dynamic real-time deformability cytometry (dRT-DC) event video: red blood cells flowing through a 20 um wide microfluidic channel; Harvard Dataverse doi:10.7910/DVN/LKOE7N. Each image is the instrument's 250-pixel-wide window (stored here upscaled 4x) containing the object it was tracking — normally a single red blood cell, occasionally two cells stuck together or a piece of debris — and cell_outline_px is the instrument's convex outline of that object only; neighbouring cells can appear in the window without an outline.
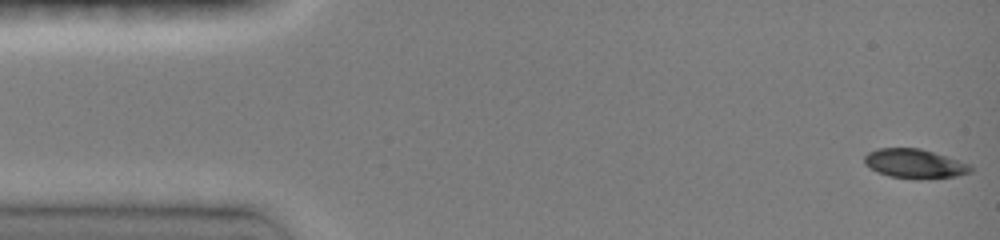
{"species": "common noctule bat (a hibernating species)", "species_latin": "Nyctalus noctula", "temperature_condition": "room temperature", "stored_images_in_passage": 34, "camera_frame_rate_fps": 3000, "um_per_image_px": 0.085, "animal": {"sex": "female", "body_mass_g": 19.0, "forearm_length_mm": 51.5}, "frame": {"image": 1, "passage_image": 1, "time_ms": 0.0, "image_size_px": [1000, 240], "cell_outline_px": [[972, 172], [956, 176], [888, 176], [876, 172], [864, 164], [864, 156], [868, 152], [876, 148], [920, 148], [972, 164]], "centroid_in_image_um": [77.71, 13.86], "position_along_channel_um": 7.3, "area_um2": 17.46}}
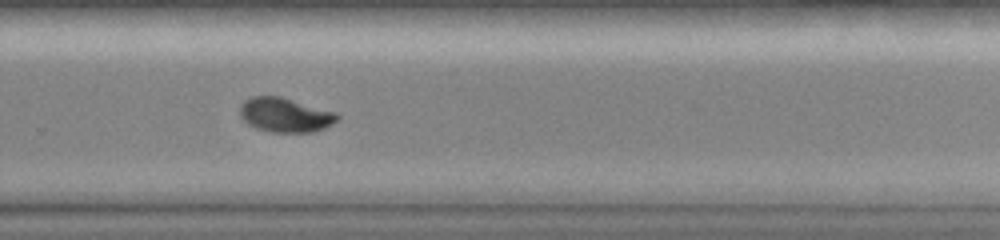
{"frame": {"image": 2, "passage_image": 21, "time_ms": 10.333, "image_size_px": [1000, 240], "cell_outline_px": [[340, 116], [332, 124], [324, 128], [312, 132], [272, 132], [256, 128], [248, 124], [240, 116], [240, 104], [244, 100], [252, 96], [280, 96], [336, 112]], "centroid_in_image_um": [24.22, 9.76], "position_along_channel_um": 305.6, "area_um2": 19.48}}
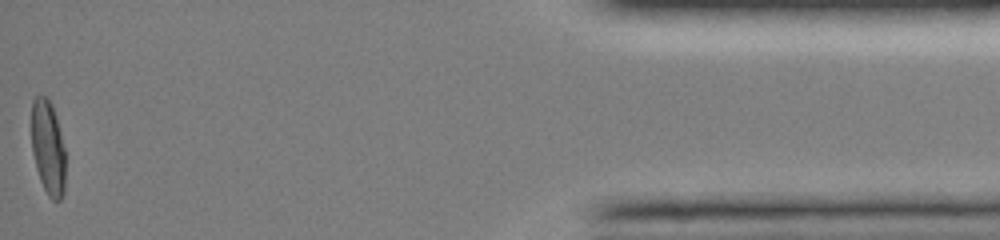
{"frame": {"image": 3, "passage_image": 34, "time_ms": 15.333, "image_size_px": [1000, 240], "cell_outline_px": [[64, 192], [60, 200], [52, 200], [48, 196], [40, 180], [36, 168], [32, 152], [32, 100], [36, 96], [44, 96], [52, 104], [56, 116], [64, 148]], "centroid_in_image_um": [4.07, 12.56], "position_along_channel_um": 431.1, "area_um2": 18.5}, "authors_computed_cell_mechanics": {"area_um2": 19.4208, "velocity_mm_per_s": 4.0659, "shape_relaxation_time_tau1_ms": 3.7411, "shape_relaxation_time_tau2_ms": 2.1404, "deformation_change_tau1": 0.1574, "deformation_change_tau2": 0.0363}}